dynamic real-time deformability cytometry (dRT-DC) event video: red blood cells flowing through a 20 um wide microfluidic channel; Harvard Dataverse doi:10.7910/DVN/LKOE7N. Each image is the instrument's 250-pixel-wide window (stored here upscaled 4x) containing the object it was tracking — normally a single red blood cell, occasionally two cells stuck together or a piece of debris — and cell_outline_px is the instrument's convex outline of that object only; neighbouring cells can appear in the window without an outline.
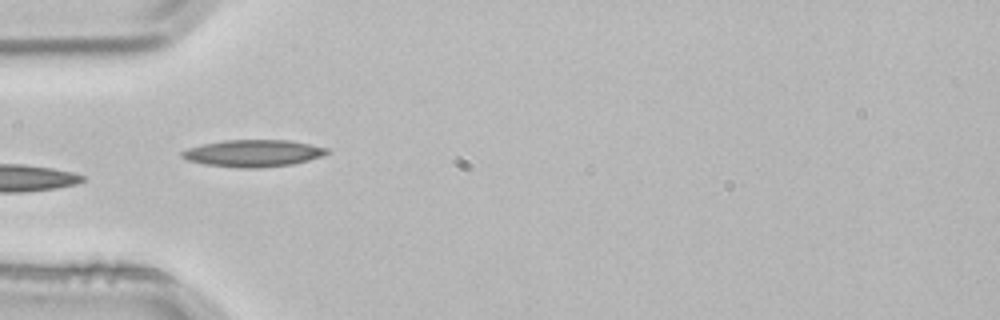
{"species": "common noctule bat (a hibernating species)", "species_latin": "Nyctalus noctula", "temperature_condition": "room temperature", "stored_images_in_passage": 3, "camera_frame_rate_fps": 3000, "um_per_image_px": 0.085, "animal": {"sex": "male", "body_mass_g": 21.5, "forearm_length_mm": 52.0}, "frame": {"image": 1, "passage_image": 3, "time_ms": 0.667, "image_size_px": [1000, 320], "cell_outline_px": [[328, 152], [320, 156], [308, 160], [292, 164], [260, 168], [240, 168], [204, 164], [188, 160], [180, 156], [180, 152], [188, 148], [204, 144], [224, 140], [288, 140], [328, 148]], "centroid_in_image_um": [21.48, 13.03], "position_along_channel_um": 63.5, "area_um2": 22.6}}